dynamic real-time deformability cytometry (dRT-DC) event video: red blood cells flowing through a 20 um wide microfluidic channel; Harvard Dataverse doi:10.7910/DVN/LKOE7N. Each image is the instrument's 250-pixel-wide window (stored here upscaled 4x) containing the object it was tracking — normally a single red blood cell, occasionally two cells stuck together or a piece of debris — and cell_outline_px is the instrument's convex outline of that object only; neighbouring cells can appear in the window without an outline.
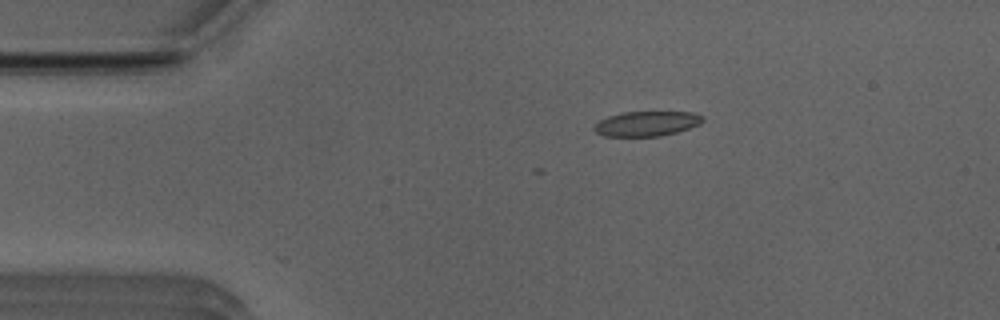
{"species": "Egyptian fruit bat (a non-hibernating species)", "species_latin": "Rousettus aegyptiacus", "temperature_condition": "room temperature", "stored_images_in_passage": 6, "camera_frame_rate_fps": 3000, "um_per_image_px": 0.085, "animal": {"sex": "male"}, "frame": {"image": 1, "passage_image": 1, "time_ms": 0.0, "image_size_px": [1000, 320], "cell_outline_px": [[704, 120], [700, 124], [676, 132], [660, 136], [604, 136], [596, 132], [592, 128], [600, 120], [608, 116], [624, 112], [692, 112], [704, 116]], "centroid_in_image_um": [54.97, 10.5], "position_along_channel_um": 30.0, "area_um2": 15.66}}